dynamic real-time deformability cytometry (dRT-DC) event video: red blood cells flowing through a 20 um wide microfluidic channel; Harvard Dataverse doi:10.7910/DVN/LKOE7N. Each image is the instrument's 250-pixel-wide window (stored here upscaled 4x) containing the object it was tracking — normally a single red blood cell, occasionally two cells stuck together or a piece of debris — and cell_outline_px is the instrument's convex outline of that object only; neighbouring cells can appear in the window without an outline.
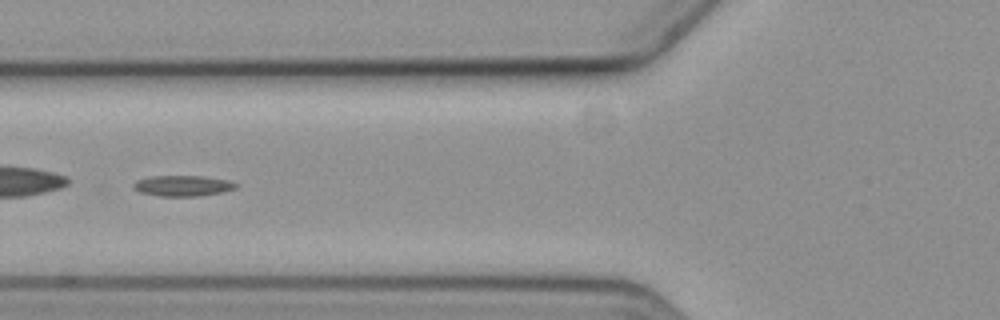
{"species": "common noctule bat (a hibernating species)", "species_latin": "Nyctalus noctula", "temperature_condition": "cold", "stored_images_in_passage": 59, "camera_frame_rate_fps": 3000, "um_per_image_px": 0.085, "animal": {"sex": "female", "body_mass_g": 19.3, "forearm_length_mm": 54.1}, "frame": {"image": 1, "passage_image": 23, "time_ms": 7.333, "image_size_px": [1000, 320], "cell_outline_px": [[240, 184], [236, 188], [224, 192], [200, 196], [160, 196], [140, 192], [132, 188], [132, 184], [136, 180], [152, 176], [204, 176], [228, 180]], "centroid_in_image_um": [15.56, 15.79], "position_along_channel_um": 110.2, "area_um2": 12.54}}
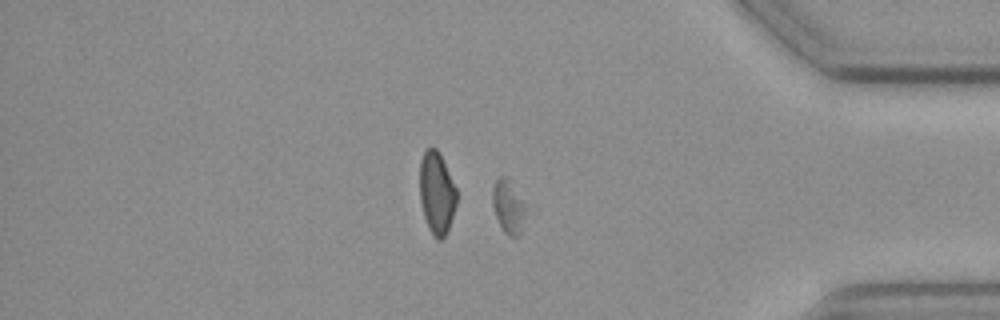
{"frame": {"image": 2, "passage_image": 49, "time_ms": 16.0, "image_size_px": [1000, 320], "cell_outline_px": [[536, 208], [520, 236], [508, 236], [504, 232], [496, 216], [492, 204], [492, 188], [496, 180], [500, 176], [508, 176]], "centroid_in_image_um": [43.44, 17.55], "position_along_channel_um": 391.8, "area_um2": 12.43}}